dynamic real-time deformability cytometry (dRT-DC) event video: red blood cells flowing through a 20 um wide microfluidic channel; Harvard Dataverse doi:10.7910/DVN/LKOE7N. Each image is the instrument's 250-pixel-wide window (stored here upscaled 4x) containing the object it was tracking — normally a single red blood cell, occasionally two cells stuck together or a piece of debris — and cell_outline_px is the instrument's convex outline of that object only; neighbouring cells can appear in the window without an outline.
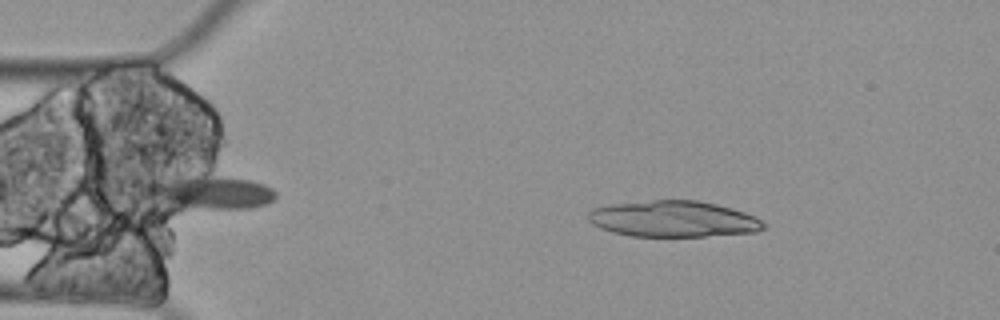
{"species": "Egyptian fruit bat (a non-hibernating species)", "species_latin": "Rousettus aegyptiacus", "temperature_condition": "cold", "stored_images_in_passage": 6, "camera_frame_rate_fps": 3000, "um_per_image_px": 0.085, "animal": {"sex": "female"}, "frame": {"image": 1, "passage_image": 2, "time_ms": 0.333, "image_size_px": [1000, 320], "cell_outline_px": [[768, 224], [764, 228], [756, 232], [704, 236], [632, 236], [612, 232], [600, 228], [592, 224], [588, 220], [588, 212], [592, 208], [612, 204], [652, 200], [696, 200], [716, 204], [732, 208], [756, 216]], "centroid_in_image_um": [57.25, 18.61], "position_along_channel_um": 27.8, "area_um2": 37.11}}
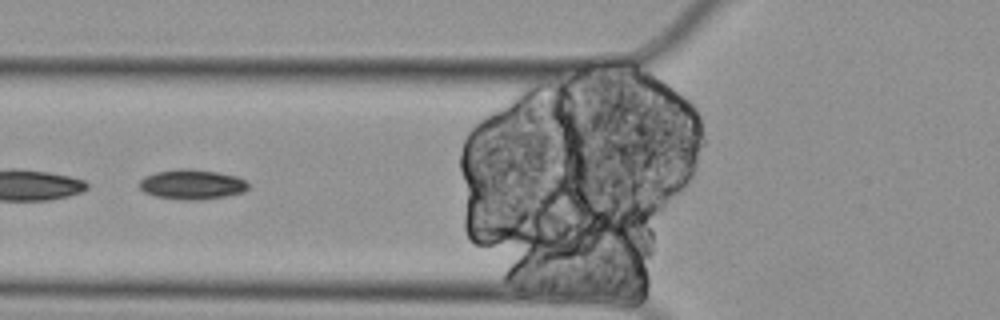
{"frame": {"image": 2, "passage_image": 5, "time_ms": 1.333, "image_size_px": [1000, 320], "cell_outline_px": [[248, 188], [244, 192], [204, 200], [188, 200], [156, 196], [144, 192], [140, 188], [140, 180], [144, 176], [156, 172], [176, 168], [192, 168], [216, 172], [236, 176], [244, 180], [248, 184]], "centroid_in_image_um": [16.31, 15.66], "position_along_channel_um": 109.5, "area_um2": 18.96}}
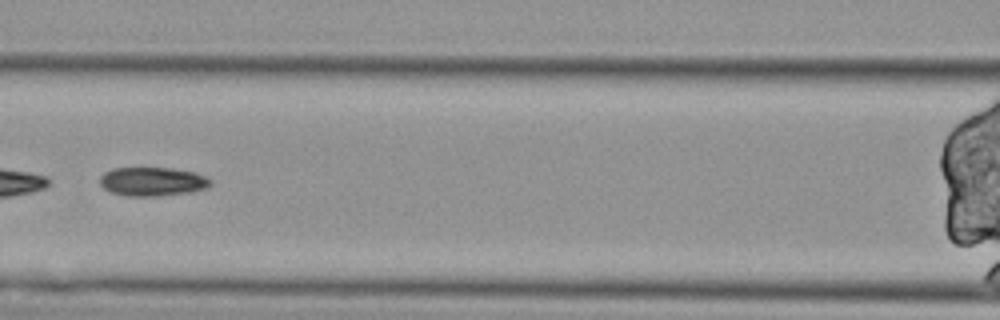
{"frame": {"image": 3, "passage_image": 6, "time_ms": 1.667, "image_size_px": [1000, 320], "cell_outline_px": [[212, 184], [208, 188], [192, 192], [156, 196], [128, 196], [108, 192], [100, 184], [100, 176], [104, 172], [112, 168], [172, 168], [196, 172], [212, 180]], "centroid_in_image_um": [12.97, 15.43], "position_along_channel_um": 153.6, "area_um2": 18.84}}